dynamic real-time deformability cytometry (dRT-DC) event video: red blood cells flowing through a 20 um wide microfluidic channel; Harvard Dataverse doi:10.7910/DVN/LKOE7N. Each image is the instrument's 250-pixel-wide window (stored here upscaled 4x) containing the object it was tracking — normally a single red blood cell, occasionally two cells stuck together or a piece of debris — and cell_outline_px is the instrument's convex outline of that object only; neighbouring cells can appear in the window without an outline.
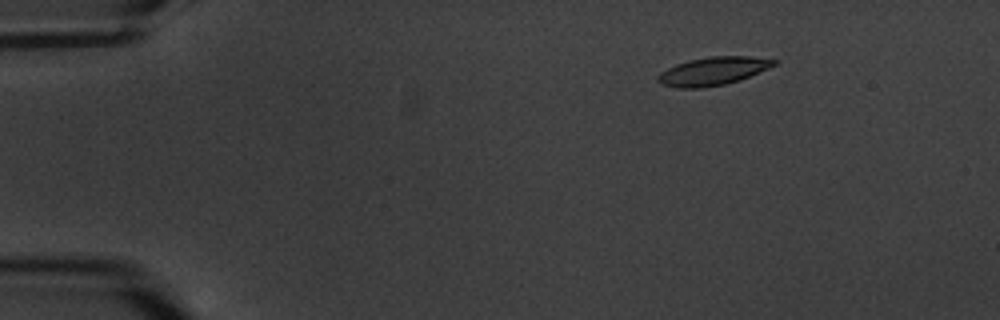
{"species": "common noctule bat (a hibernating species)", "species_latin": "Nyctalus noctula", "temperature_condition": "warm", "stored_images_in_passage": 5, "camera_frame_rate_fps": 3000, "um_per_image_px": 0.085, "animal": {"sex": "male", "body_mass_g": 20.1, "forearm_length_mm": 53.5}, "frame": {"image": 1, "passage_image": 3, "time_ms": 2.333, "image_size_px": [1000, 320], "cell_outline_px": [[780, 60], [776, 64], [768, 68], [740, 80], [724, 84], [700, 88], [676, 88], [660, 84], [656, 80], [656, 76], [660, 72], [676, 64], [688, 60], [708, 56], [752, 56]], "centroid_in_image_um": [60.58, 6.04], "position_along_channel_um": 24.4, "area_um2": 19.25}}